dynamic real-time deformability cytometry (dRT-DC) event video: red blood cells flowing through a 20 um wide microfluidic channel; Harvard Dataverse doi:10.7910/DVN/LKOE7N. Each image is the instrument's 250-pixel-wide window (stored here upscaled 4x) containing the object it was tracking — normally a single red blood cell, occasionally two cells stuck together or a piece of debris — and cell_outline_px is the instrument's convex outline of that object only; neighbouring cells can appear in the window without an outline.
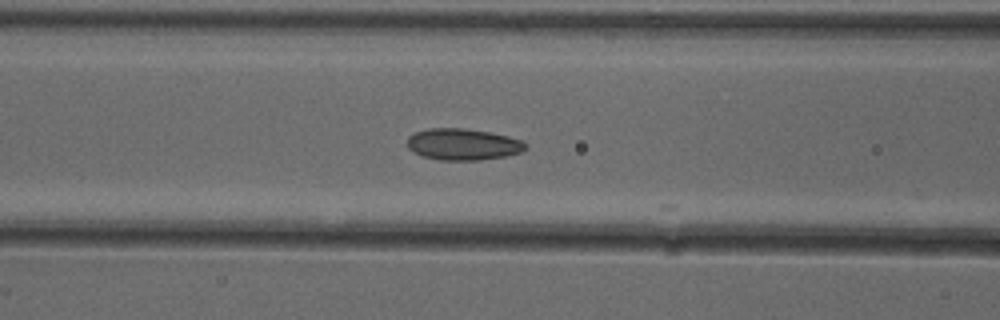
{"species": "common noctule bat (a hibernating species)", "species_latin": "Nyctalus noctula", "temperature_condition": "cold", "stored_images_in_passage": 27, "camera_frame_rate_fps": 3000, "um_per_image_px": 0.085, "animal": {"sex": "female"}, "frame": {"image": 1, "passage_image": 23, "time_ms": 7.333, "image_size_px": [1000, 320], "cell_outline_px": [[528, 148], [520, 152], [508, 156], [480, 160], [440, 160], [424, 156], [412, 152], [408, 148], [408, 136], [416, 132], [428, 128], [464, 128], [488, 132], [508, 136], [524, 140], [528, 144]], "centroid_in_image_um": [39.39, 12.27], "position_along_channel_um": 127.2, "area_um2": 21.91}}
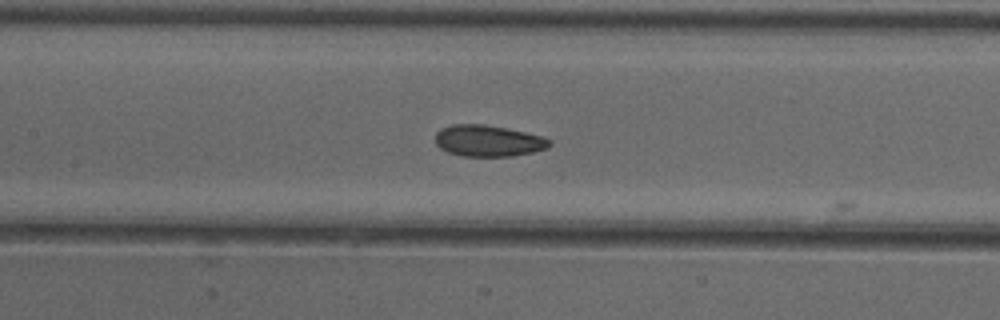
{"frame": {"image": 2, "passage_image": 26, "time_ms": 8.333, "image_size_px": [1000, 320], "cell_outline_px": [[552, 144], [548, 148], [532, 152], [512, 156], [460, 156], [448, 152], [440, 148], [436, 144], [436, 132], [440, 128], [452, 124], [484, 124], [524, 132], [540, 136], [552, 140]], "centroid_in_image_um": [41.48, 11.97], "position_along_channel_um": 165.9, "area_um2": 20.87}}